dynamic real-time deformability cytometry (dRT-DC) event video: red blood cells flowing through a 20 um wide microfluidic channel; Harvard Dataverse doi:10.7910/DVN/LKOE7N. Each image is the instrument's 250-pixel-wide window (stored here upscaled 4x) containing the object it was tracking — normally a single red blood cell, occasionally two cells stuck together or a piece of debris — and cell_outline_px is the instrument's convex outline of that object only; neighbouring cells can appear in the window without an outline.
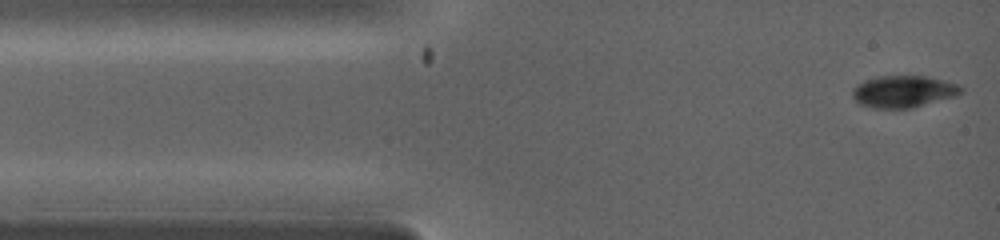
{"species": "common noctule bat (a hibernating species)", "species_latin": "Nyctalus noctula", "temperature_condition": "warm", "stored_images_in_passage": 40, "camera_frame_rate_fps": 5000, "um_per_image_px": 0.085, "animal": {"sex": "female", "body_mass_g": 19.0, "forearm_length_mm": 53.3}, "frame": {"image": 1, "passage_image": 1, "time_ms": 0.0, "image_size_px": [1000, 240], "cell_outline_px": [[964, 92], [956, 96], [912, 108], [876, 108], [860, 104], [852, 96], [852, 88], [868, 80], [884, 76], [924, 76], [956, 84], [964, 88]], "centroid_in_image_um": [76.83, 7.79], "position_along_channel_um": 8.2, "area_um2": 19.83}}
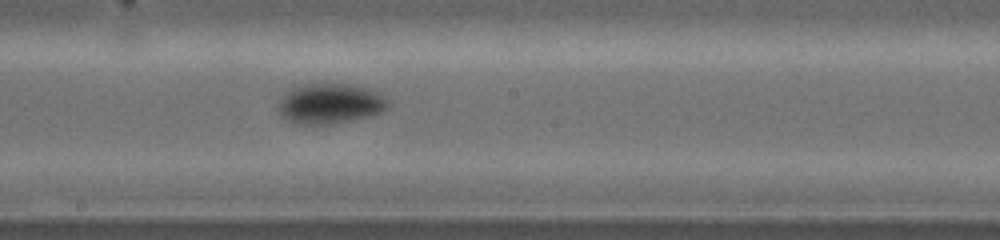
{"frame": {"image": 2, "passage_image": 23, "time_ms": 4.8, "image_size_px": [1000, 240], "cell_outline_px": [[392, 104], [388, 108], [372, 116], [332, 124], [296, 124], [284, 116], [280, 112], [280, 104], [284, 96], [288, 92], [312, 84], [352, 84], [372, 88], [388, 100]], "centroid_in_image_um": [28.2, 8.82], "position_along_channel_um": 220.0, "area_um2": 25.26}}
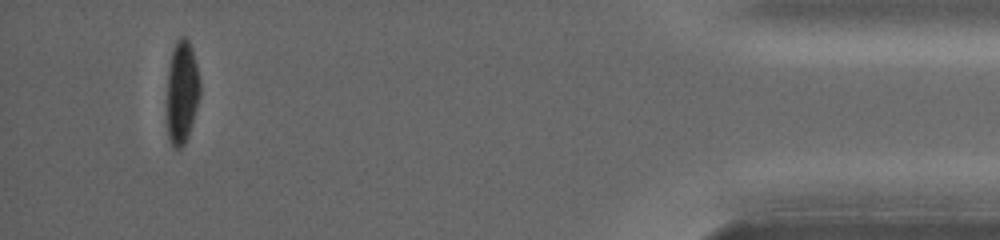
{"frame": {"image": 3, "passage_image": 39, "time_ms": 9.6, "image_size_px": [1000, 240], "cell_outline_px": [[200, 96], [188, 136], [184, 144], [180, 148], [176, 148], [172, 144], [168, 136], [168, 68], [172, 48], [176, 40], [180, 36], [184, 36], [188, 40], [192, 48], [200, 80]], "centroid_in_image_um": [15.48, 7.77], "position_along_channel_um": 419.7, "area_um2": 19.71}}